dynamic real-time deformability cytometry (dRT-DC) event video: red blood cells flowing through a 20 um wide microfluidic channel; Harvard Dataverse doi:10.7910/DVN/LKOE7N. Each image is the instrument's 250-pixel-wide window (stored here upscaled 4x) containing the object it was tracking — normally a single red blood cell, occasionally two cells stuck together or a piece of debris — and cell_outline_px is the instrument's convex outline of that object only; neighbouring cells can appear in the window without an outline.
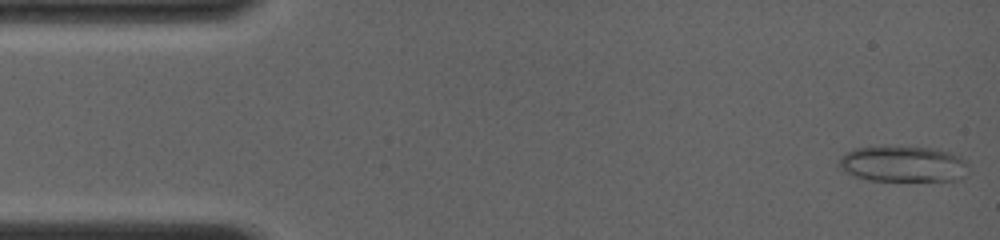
{"species": "common noctule bat (a hibernating species)", "species_latin": "Nyctalus noctula", "temperature_condition": "room temperature", "stored_images_in_passage": 8, "camera_frame_rate_fps": 4000, "um_per_image_px": 0.085, "animal": {"sex": "female", "body_mass_g": 19.0, "forearm_length_mm": 56.7}, "frame": {"image": 1, "passage_image": 1, "time_ms": 0.0, "image_size_px": [1000, 240], "cell_outline_px": [[964, 176], [960, 180], [868, 180], [856, 176], [840, 168], [836, 160], [844, 152], [856, 148], [936, 148], [960, 156], [964, 160]], "centroid_in_image_um": [76.71, 13.95], "position_along_channel_um": 8.3, "area_um2": 26.36}}
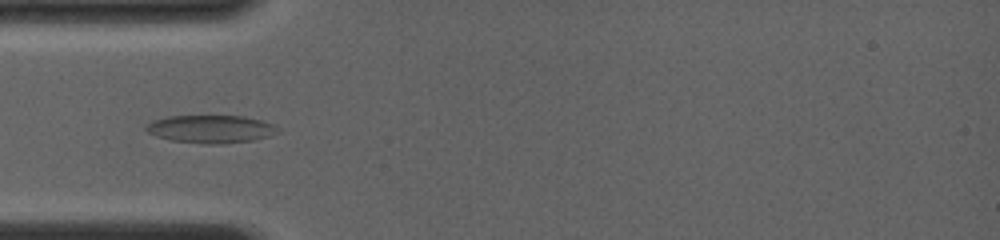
{"frame": {"image": 2, "passage_image": 7, "time_ms": 4.25, "image_size_px": [1000, 240], "cell_outline_px": [[276, 132], [268, 136], [252, 140], [224, 144], [204, 144], [172, 140], [156, 136], [148, 132], [144, 128], [152, 120], [168, 116], [244, 116], [260, 120], [272, 124], [276, 128]], "centroid_in_image_um": [17.86, 10.97], "position_along_channel_um": 67.1, "area_um2": 21.15}}